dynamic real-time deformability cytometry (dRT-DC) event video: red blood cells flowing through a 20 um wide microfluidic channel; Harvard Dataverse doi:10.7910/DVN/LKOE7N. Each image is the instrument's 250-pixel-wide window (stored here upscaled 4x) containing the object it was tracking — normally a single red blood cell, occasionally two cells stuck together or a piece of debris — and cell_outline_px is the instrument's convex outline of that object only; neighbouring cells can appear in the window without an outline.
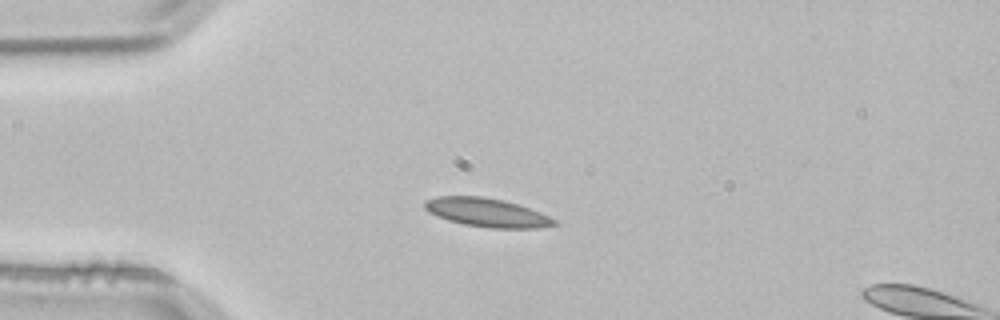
{"species": "common noctule bat (a hibernating species)", "species_latin": "Nyctalus noctula", "temperature_condition": "room temperature", "stored_images_in_passage": 3, "segment_of_instrument_passage": [1, 2], "camera_frame_rate_fps": 3000, "um_per_image_px": 0.085, "animal": {"sex": "male", "body_mass_g": 21.5, "forearm_length_mm": 52.0}, "frame": {"image": 1, "passage_image": 2, "time_ms": 0.333, "image_size_px": [1000, 320], "cell_outline_px": [[560, 224], [536, 228], [492, 228], [464, 224], [448, 220], [436, 216], [428, 212], [424, 208], [424, 200], [436, 196], [484, 196], [504, 200], [520, 204], [540, 212], [556, 220]], "centroid_in_image_um": [41.38, 18.05], "position_along_channel_um": 43.6, "area_um2": 21.85}}